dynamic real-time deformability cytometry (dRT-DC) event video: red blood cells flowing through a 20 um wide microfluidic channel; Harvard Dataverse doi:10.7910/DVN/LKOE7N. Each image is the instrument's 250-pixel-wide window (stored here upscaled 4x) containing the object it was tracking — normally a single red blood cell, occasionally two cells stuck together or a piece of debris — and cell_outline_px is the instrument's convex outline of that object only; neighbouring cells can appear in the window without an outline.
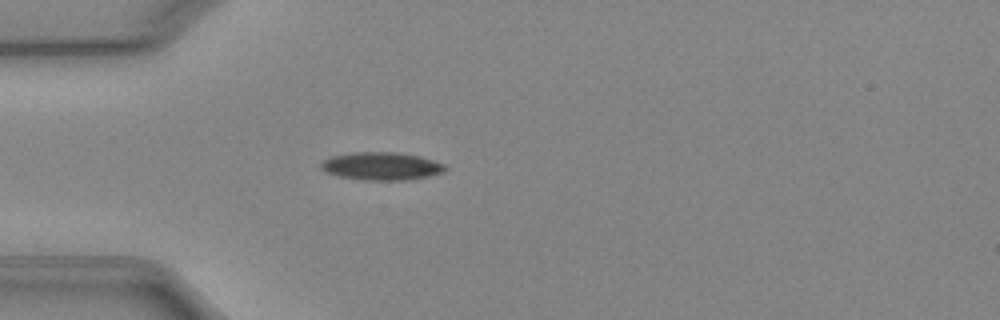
{"species": "Egyptian fruit bat (a non-hibernating species)", "species_latin": "Rousettus aegyptiacus", "temperature_condition": "cold", "stored_images_in_passage": 34, "camera_frame_rate_fps": 3000, "um_per_image_px": 0.085, "animal": {"sex": "female"}, "frame": {"image": 1, "passage_image": 1, "time_ms": 0.0, "image_size_px": [1000, 320], "cell_outline_px": [[448, 168], [444, 172], [428, 176], [404, 180], [364, 180], [340, 176], [328, 172], [320, 168], [320, 164], [324, 160], [332, 156], [352, 152], [396, 152], [420, 156], [444, 164]], "centroid_in_image_um": [32.44, 14.11], "position_along_channel_um": 52.6, "area_um2": 20.06}}
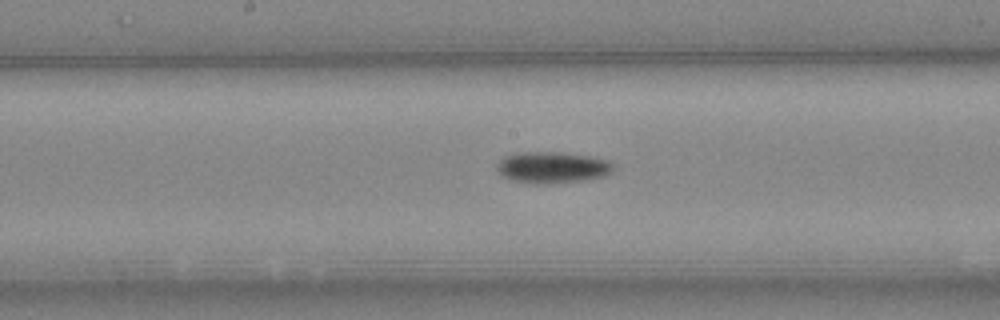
{"frame": {"image": 2, "passage_image": 13, "time_ms": 4.0, "image_size_px": [1000, 320], "cell_outline_px": [[616, 168], [612, 172], [604, 176], [588, 180], [552, 184], [532, 184], [512, 180], [500, 176], [496, 168], [496, 164], [504, 156], [520, 152], [560, 152], [592, 156], [608, 160]], "centroid_in_image_um": [46.95, 14.24], "position_along_channel_um": 201.3, "area_um2": 21.85}}
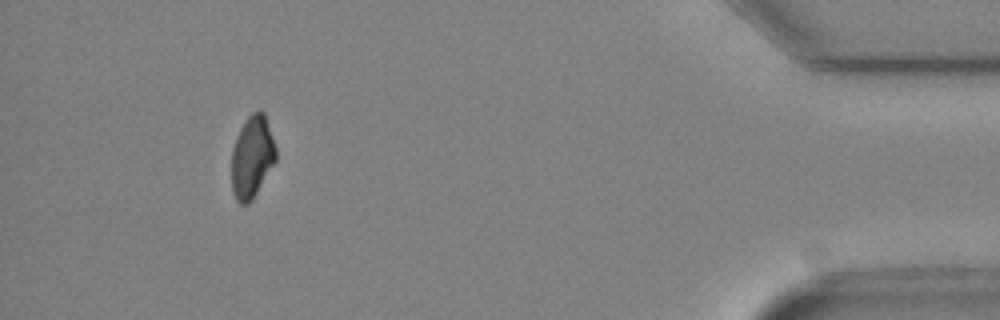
{"frame": {"image": 3, "passage_image": 30, "time_ms": 9.667, "image_size_px": [1000, 320], "cell_outline_px": [[276, 160], [252, 200], [248, 204], [240, 204], [236, 200], [232, 192], [232, 148], [236, 136], [240, 128], [248, 116], [252, 112], [260, 108], [264, 112], [276, 148]], "centroid_in_image_um": [21.42, 13.32], "position_along_channel_um": 413.8, "area_um2": 21.27}, "authors_computed_cell_mechanics": {"area_um2": 20.3456, "velocity_mm_per_s": 3.9663, "shape_relaxation_time_tau1_ms": 4.4727, "shape_relaxation_time_tau2_ms": null, "deformation_change_tau1": 0.0837, "deformation_change_tau2": null}}